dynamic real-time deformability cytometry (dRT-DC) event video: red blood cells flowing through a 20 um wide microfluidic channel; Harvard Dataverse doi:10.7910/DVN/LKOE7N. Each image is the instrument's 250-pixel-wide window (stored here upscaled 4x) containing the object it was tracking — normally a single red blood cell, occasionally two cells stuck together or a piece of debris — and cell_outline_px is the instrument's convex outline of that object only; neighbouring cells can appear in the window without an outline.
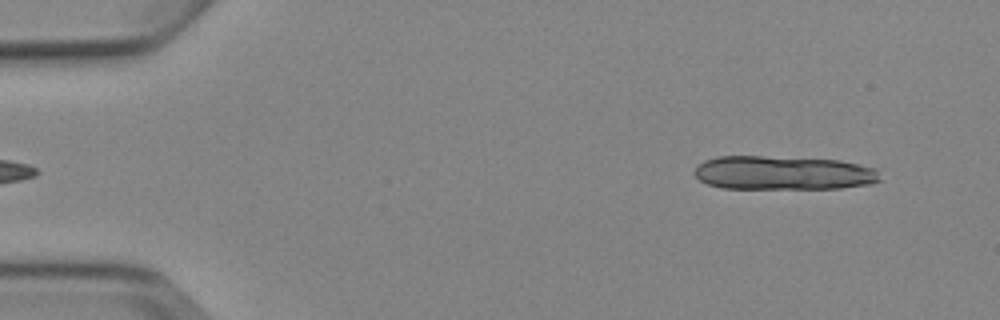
{"species": "Egyptian fruit bat (a non-hibernating species)", "species_latin": "Rousettus aegyptiacus", "temperature_condition": "cold", "stored_images_in_passage": 6, "camera_frame_rate_fps": 3000, "um_per_image_px": 0.085, "animal": {"sex": "female"}, "frame": {"image": 1, "passage_image": 6, "time_ms": 6.0, "image_size_px": [1000, 320], "cell_outline_px": [[884, 180], [872, 184], [840, 188], [720, 188], [708, 184], [700, 180], [692, 172], [704, 160], [716, 156], [764, 156], [840, 160], [876, 168]], "centroid_in_image_um": [66.61, 14.69], "position_along_channel_um": 18.4, "area_um2": 36.93}}